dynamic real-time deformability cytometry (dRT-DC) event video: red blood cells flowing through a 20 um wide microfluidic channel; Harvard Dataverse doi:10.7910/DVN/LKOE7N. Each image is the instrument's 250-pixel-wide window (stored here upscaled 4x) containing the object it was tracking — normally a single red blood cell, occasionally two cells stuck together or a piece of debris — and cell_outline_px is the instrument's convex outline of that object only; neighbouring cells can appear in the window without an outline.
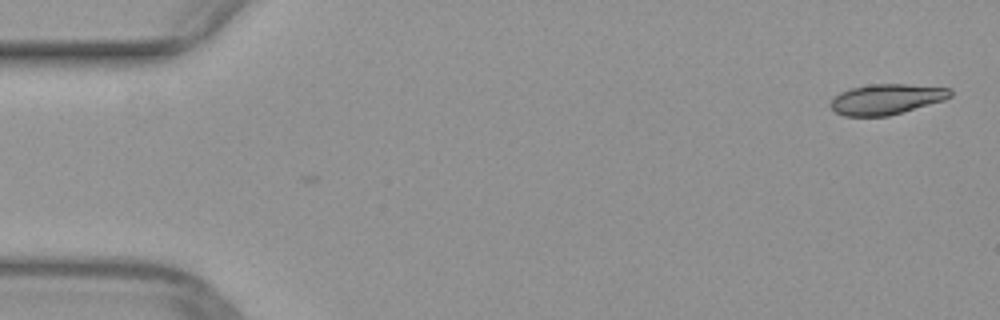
{"species": "common noctule bat (a hibernating species)", "species_latin": "Nyctalus noctula", "temperature_condition": "warm", "stored_images_in_passage": 49, "camera_frame_rate_fps": 3000, "um_per_image_px": 0.085, "animal": {"sex": "female", "body_mass_g": 29.2, "forearm_length_mm": 56.3}, "frame": {"image": 1, "passage_image": 1, "time_ms": 0.0, "image_size_px": [1000, 320], "cell_outline_px": [[952, 96], [944, 100], [888, 116], [844, 116], [836, 112], [832, 108], [832, 100], [840, 92], [852, 88], [872, 84], [904, 84], [952, 88]], "centroid_in_image_um": [75.38, 8.43], "position_along_channel_um": 9.6, "area_um2": 20.98}}
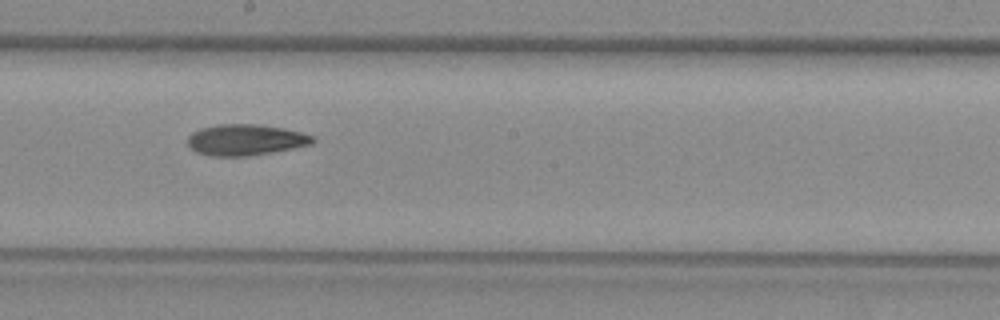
{"frame": {"image": 2, "passage_image": 27, "time_ms": 8.667, "image_size_px": [1000, 320], "cell_outline_px": [[316, 140], [312, 144], [272, 152], [248, 156], [212, 156], [196, 152], [188, 144], [188, 136], [192, 132], [200, 128], [216, 124], [260, 124], [284, 128], [300, 132], [312, 136]], "centroid_in_image_um": [20.86, 11.88], "position_along_channel_um": 227.3, "area_um2": 22.66}}
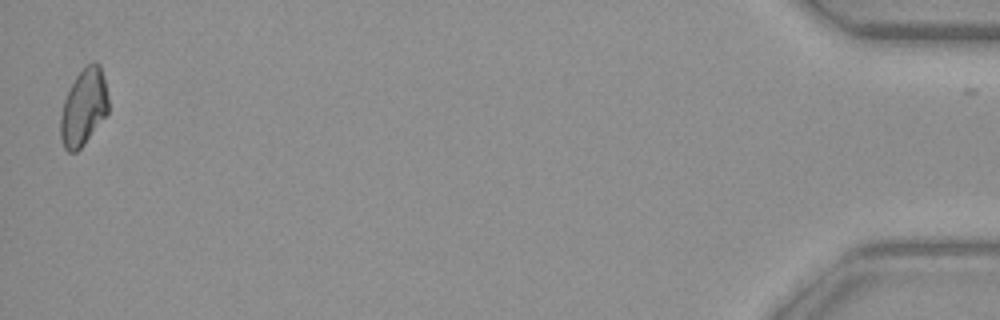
{"frame": {"image": 3, "passage_image": 49, "time_ms": 16.0, "image_size_px": [1000, 320], "cell_outline_px": [[108, 112], [84, 144], [76, 152], [68, 152], [64, 148], [60, 140], [60, 116], [64, 100], [76, 76], [92, 60], [96, 60], [100, 64], [104, 76], [108, 96]], "centroid_in_image_um": [7.11, 9.11], "position_along_channel_um": 428.1, "area_um2": 21.39}}